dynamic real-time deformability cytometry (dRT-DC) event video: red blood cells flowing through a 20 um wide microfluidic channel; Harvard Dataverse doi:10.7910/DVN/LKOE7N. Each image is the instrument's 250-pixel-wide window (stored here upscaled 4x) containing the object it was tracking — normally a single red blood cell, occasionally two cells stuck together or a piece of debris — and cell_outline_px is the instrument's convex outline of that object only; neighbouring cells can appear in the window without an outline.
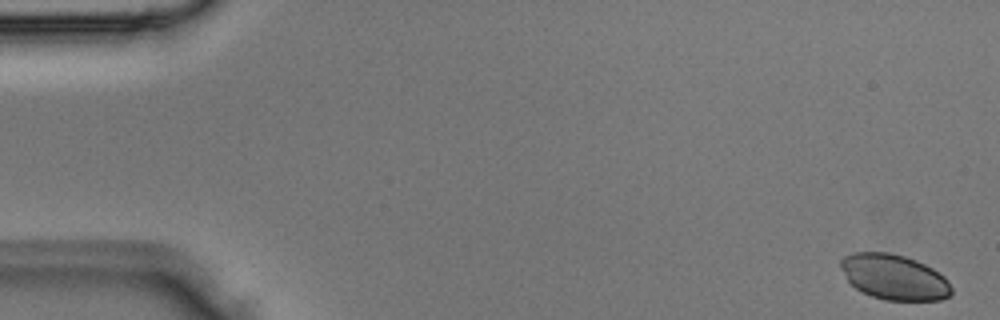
{"species": "Egyptian fruit bat (a non-hibernating species)", "species_latin": "Rousettus aegyptiacus", "temperature_condition": "room temperature", "stored_images_in_passage": 5, "camera_frame_rate_fps": 3000, "um_per_image_px": 0.085, "animal": {"sex": "male"}, "frame": {"image": 1, "passage_image": 1, "time_ms": 0.0, "image_size_px": [1000, 320], "cell_outline_px": [[952, 292], [948, 296], [940, 300], [884, 300], [872, 296], [856, 288], [848, 280], [840, 268], [840, 260], [844, 256], [856, 252], [888, 252], [904, 256], [916, 260], [932, 268], [944, 276], [948, 280], [952, 288]], "centroid_in_image_um": [76.01, 23.54], "position_along_channel_um": 9.0, "area_um2": 29.13}}